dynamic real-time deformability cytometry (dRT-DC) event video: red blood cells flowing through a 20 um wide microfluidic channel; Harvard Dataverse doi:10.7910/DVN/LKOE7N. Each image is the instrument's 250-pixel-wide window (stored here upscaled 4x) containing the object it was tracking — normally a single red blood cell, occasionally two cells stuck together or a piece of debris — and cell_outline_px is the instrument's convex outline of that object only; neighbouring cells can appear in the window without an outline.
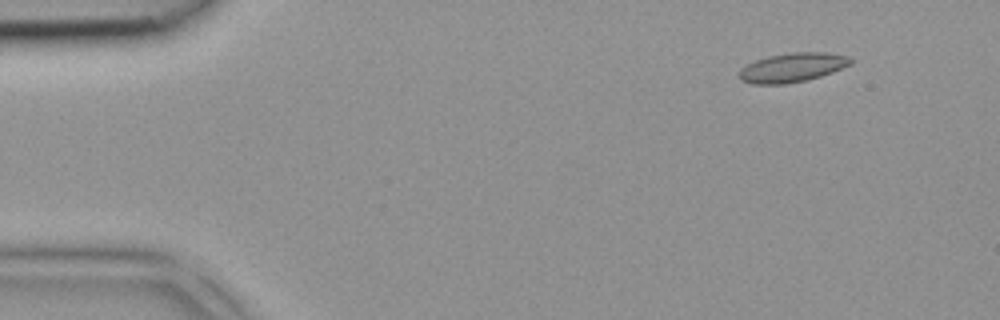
{"species": "common noctule bat (a hibernating species)", "species_latin": "Nyctalus noctula", "temperature_condition": "room temperature", "stored_images_in_passage": 4, "camera_frame_rate_fps": 3000, "um_per_image_px": 0.085, "animal": {"sex": "female", "body_mass_g": 18.4}, "frame": {"image": 1, "passage_image": 1, "time_ms": 0.0, "image_size_px": [1000, 320], "cell_outline_px": [[852, 64], [832, 72], [808, 80], [784, 84], [752, 84], [740, 80], [740, 68], [756, 60], [768, 56], [792, 52], [828, 52], [848, 56], [852, 60]], "centroid_in_image_um": [67.36, 5.73], "position_along_channel_um": 17.6, "area_um2": 18.96}}
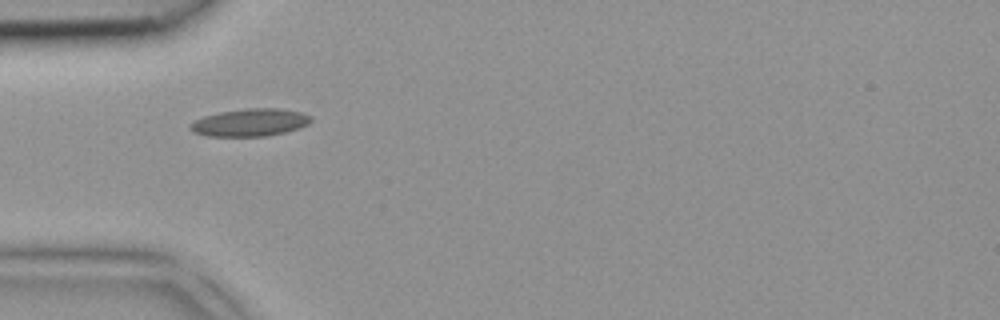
{"frame": {"image": 2, "passage_image": 3, "time_ms": 0.667, "image_size_px": [1000, 320], "cell_outline_px": [[312, 120], [308, 124], [300, 128], [284, 132], [264, 136], [208, 136], [192, 132], [188, 128], [188, 124], [204, 116], [220, 112], [248, 108], [280, 108], [300, 112], [312, 116]], "centroid_in_image_um": [21.24, 10.41], "position_along_channel_um": 63.8, "area_um2": 19.42}}